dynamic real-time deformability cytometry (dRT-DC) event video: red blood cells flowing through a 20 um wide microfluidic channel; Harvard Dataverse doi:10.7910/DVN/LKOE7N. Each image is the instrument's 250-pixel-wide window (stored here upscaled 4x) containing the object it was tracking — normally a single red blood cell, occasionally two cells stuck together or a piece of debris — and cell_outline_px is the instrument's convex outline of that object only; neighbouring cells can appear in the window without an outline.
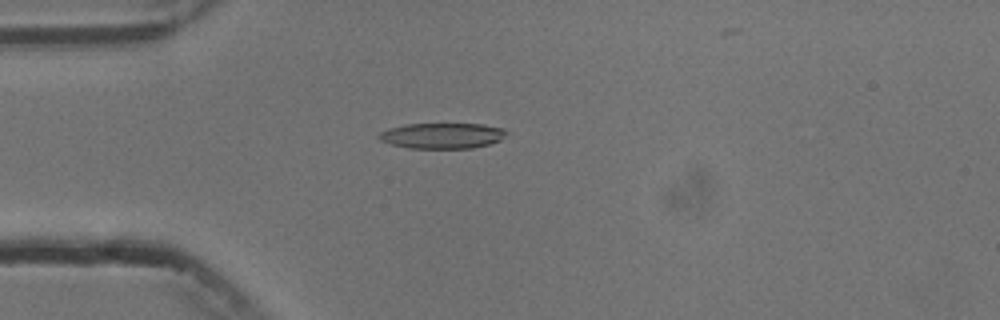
{"species": "common noctule bat (a hibernating species)", "species_latin": "Nyctalus noctula", "temperature_condition": "cold", "stored_images_in_passage": 5, "camera_frame_rate_fps": 3000, "um_per_image_px": 0.085, "animal": {"sex": "male", "body_mass_g": 13.3}, "frame": {"image": 1, "passage_image": 5, "time_ms": 4.667, "image_size_px": [1000, 320], "cell_outline_px": [[508, 132], [500, 140], [488, 144], [472, 148], [408, 148], [392, 144], [380, 140], [376, 136], [380, 132], [388, 128], [404, 124], [484, 124], [504, 128]], "centroid_in_image_um": [37.58, 11.52], "position_along_channel_um": 47.4, "area_um2": 19.07}}